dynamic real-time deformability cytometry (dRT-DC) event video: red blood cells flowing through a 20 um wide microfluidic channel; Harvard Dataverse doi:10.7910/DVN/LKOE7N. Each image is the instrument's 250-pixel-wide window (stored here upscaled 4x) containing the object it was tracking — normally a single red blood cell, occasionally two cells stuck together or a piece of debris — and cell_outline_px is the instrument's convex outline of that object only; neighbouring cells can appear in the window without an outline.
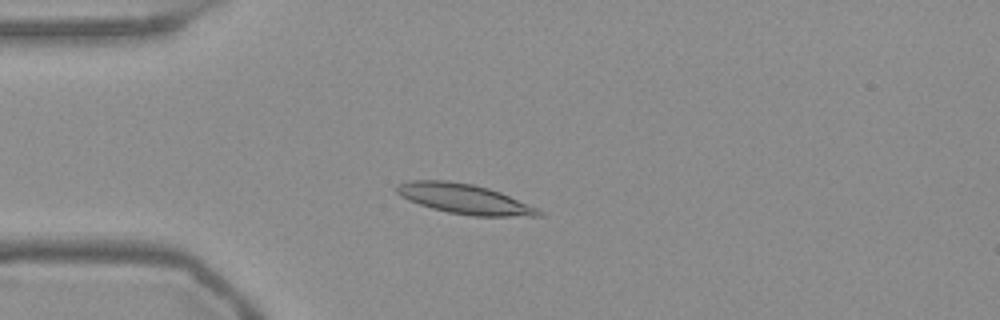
{"species": "Egyptian fruit bat (a non-hibernating species)", "species_latin": "Rousettus aegyptiacus", "temperature_condition": "warm", "stored_images_in_passage": 54, "camera_frame_rate_fps": 3000, "um_per_image_px": 0.085, "frame": {"image": 1, "passage_image": 14, "time_ms": 4.333, "image_size_px": [1000, 320], "cell_outline_px": [[544, 216], [472, 216], [448, 212], [432, 208], [408, 200], [400, 196], [392, 188], [396, 184], [408, 180], [448, 180], [472, 184], [488, 188], [500, 192], [536, 208], [544, 212]], "centroid_in_image_um": [39.4, 16.89], "position_along_channel_um": 45.6, "area_um2": 24.8}}
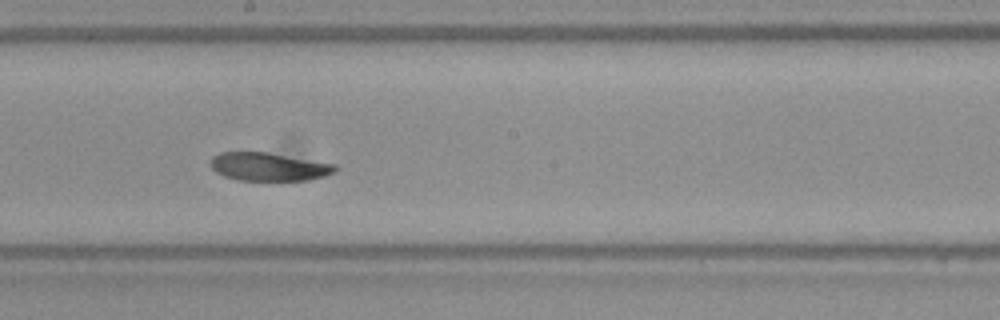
{"frame": {"image": 2, "passage_image": 30, "time_ms": 9.667, "image_size_px": [1000, 320], "cell_outline_px": [[336, 172], [324, 176], [308, 180], [236, 180], [224, 176], [216, 172], [212, 168], [212, 156], [220, 152], [268, 152], [336, 164]], "centroid_in_image_um": [22.86, 14.17], "position_along_channel_um": 225.3, "area_um2": 20.46}}
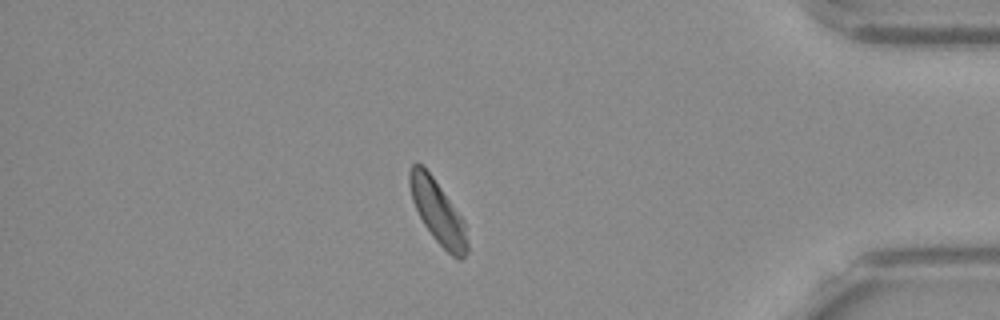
{"frame": {"image": 3, "passage_image": 47, "time_ms": 15.333, "image_size_px": [1000, 320], "cell_outline_px": [[468, 252], [460, 260], [452, 256], [432, 236], [424, 224], [412, 200], [408, 184], [408, 172], [412, 164], [416, 160], [432, 176], [464, 220], [468, 244]], "centroid_in_image_um": [37.2, 18.0], "position_along_channel_um": 398.0, "area_um2": 21.04}, "authors_computed_cell_mechanics": {"area_um2": 22.0218, "velocity_mm_per_s": 3.6973, "shape_relaxation_time_tau1_ms": 9.5292, "shape_relaxation_time_tau2_ms": null, "deformation_change_tau1": 0.2013, "deformation_change_tau2": null}}